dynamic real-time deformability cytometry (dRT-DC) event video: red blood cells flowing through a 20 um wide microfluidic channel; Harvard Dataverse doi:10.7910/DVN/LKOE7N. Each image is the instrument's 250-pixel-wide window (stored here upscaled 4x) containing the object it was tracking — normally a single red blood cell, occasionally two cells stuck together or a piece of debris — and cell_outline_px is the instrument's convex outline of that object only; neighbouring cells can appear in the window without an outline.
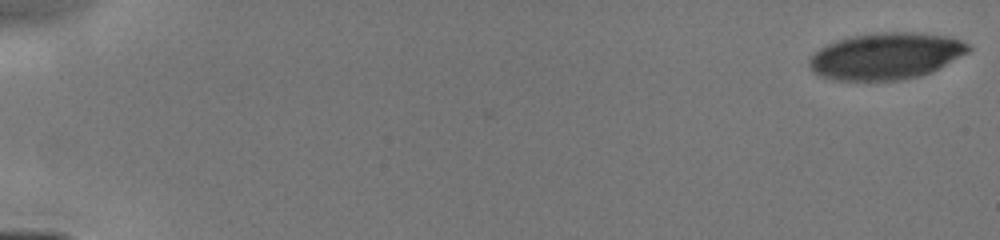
{"species": "human", "species_latin": "Homo sapiens", "temperature_condition": "cold", "stored_images_in_passage": 17, "camera_frame_rate_fps": 3000, "um_per_image_px": 0.085, "donor": {"sex": "male"}, "frame": {"image": 1, "passage_image": 1, "time_ms": 0.0, "image_size_px": [1000, 240], "cell_outline_px": [[972, 48], [968, 52], [932, 72], [920, 76], [904, 80], [832, 80], [820, 76], [812, 72], [808, 64], [808, 60], [812, 52], [836, 40], [852, 36], [880, 32], [916, 32], [952, 36], [968, 44]], "centroid_in_image_um": [75.29, 4.76], "position_along_channel_um": 9.7, "area_um2": 43.64}}
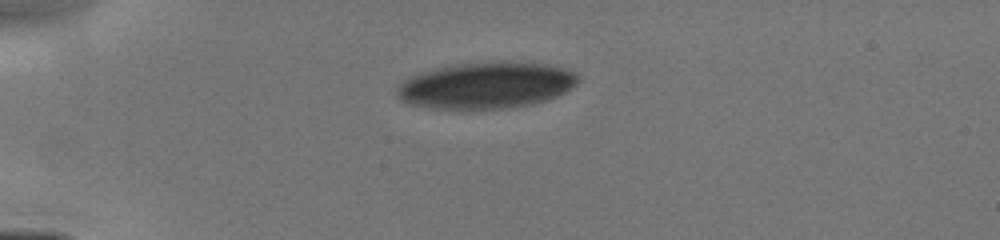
{"frame": {"image": 2, "passage_image": 14, "time_ms": 4.0, "image_size_px": [1000, 240], "cell_outline_px": [[580, 80], [572, 88], [556, 96], [532, 104], [508, 108], [428, 108], [408, 104], [400, 100], [396, 96], [392, 88], [408, 76], [436, 68], [456, 64], [496, 60], [500, 60], [548, 64], [564, 68], [576, 72], [580, 76]], "centroid_in_image_um": [41.28, 7.23], "position_along_channel_um": 43.7, "area_um2": 49.77}}